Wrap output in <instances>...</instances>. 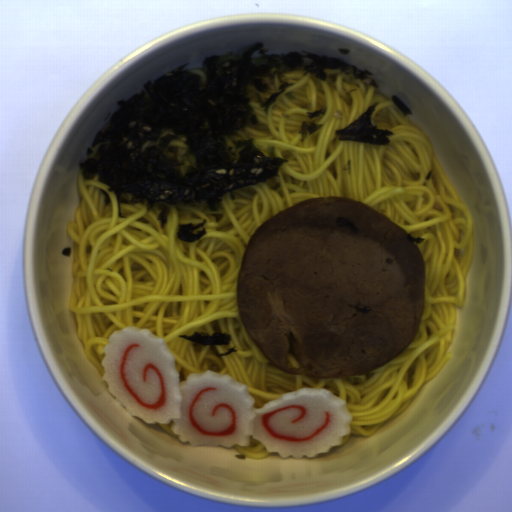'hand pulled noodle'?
<instances>
[{
	"label": "hand pulled noodle",
	"mask_w": 512,
	"mask_h": 512,
	"mask_svg": "<svg viewBox=\"0 0 512 512\" xmlns=\"http://www.w3.org/2000/svg\"><path fill=\"white\" fill-rule=\"evenodd\" d=\"M174 423L173 419L169 420L168 424H160L157 422L158 426L161 427L163 430H165L167 433H169L171 436H173L175 439H179L178 435L174 434L171 430V426Z\"/></svg>",
	"instance_id": "obj_3"
},
{
	"label": "hand pulled noodle",
	"mask_w": 512,
	"mask_h": 512,
	"mask_svg": "<svg viewBox=\"0 0 512 512\" xmlns=\"http://www.w3.org/2000/svg\"><path fill=\"white\" fill-rule=\"evenodd\" d=\"M326 79L288 69L263 78L265 92L246 89L258 124L224 137L239 158L238 140L254 138L265 157L287 159L278 175L230 192L210 210L199 205L131 203L78 169L79 205L66 223L73 243L68 309L83 354L104 376L105 346L125 327L165 339L179 382L208 370L247 386L260 409L284 393L325 388L345 400L350 435L371 437L402 414L448 363L456 307L465 304V278L475 258L474 216L460 200L429 139L387 96L341 69ZM372 121L393 132L389 144L338 141L344 129L378 103ZM365 202L407 231L426 262L425 307L413 342L366 375L322 379L290 375L271 364L243 327L236 284L254 230L280 210L310 197ZM206 224L197 241L177 239L179 225ZM197 234V230L193 231ZM230 334L227 346H205L178 334Z\"/></svg>",
	"instance_id": "obj_1"
},
{
	"label": "hand pulled noodle",
	"mask_w": 512,
	"mask_h": 512,
	"mask_svg": "<svg viewBox=\"0 0 512 512\" xmlns=\"http://www.w3.org/2000/svg\"><path fill=\"white\" fill-rule=\"evenodd\" d=\"M234 449L241 453L243 456L253 458L255 460H262L271 456L273 452H268L266 446L253 436L249 437V446L232 445Z\"/></svg>",
	"instance_id": "obj_2"
}]
</instances>
